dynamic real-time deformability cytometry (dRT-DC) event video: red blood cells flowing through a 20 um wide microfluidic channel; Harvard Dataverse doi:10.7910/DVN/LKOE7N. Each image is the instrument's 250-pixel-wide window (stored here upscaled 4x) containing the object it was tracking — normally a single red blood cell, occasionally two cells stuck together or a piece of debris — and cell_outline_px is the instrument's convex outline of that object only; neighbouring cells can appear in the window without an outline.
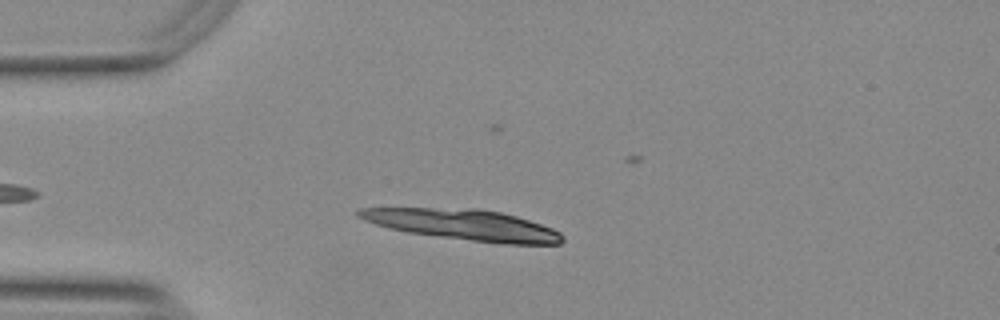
{"species": "Egyptian fruit bat (a non-hibernating species)", "species_latin": "Rousettus aegyptiacus", "temperature_condition": "warm", "stored_images_in_passage": 18, "camera_frame_rate_fps": 3000, "um_per_image_px": 0.085, "animal": {"sex": "female"}, "frame": {"image": 1, "passage_image": 8, "time_ms": 2.333, "image_size_px": [1000, 320], "cell_outline_px": [[564, 240], [560, 244], [500, 244], [408, 232], [388, 228], [364, 220], [356, 216], [356, 212], [360, 208], [476, 208], [500, 212], [516, 216], [552, 228], [560, 232], [564, 236]], "centroid_in_image_um": [39.41, 19.1], "position_along_channel_um": 45.6, "area_um2": 36.3}}